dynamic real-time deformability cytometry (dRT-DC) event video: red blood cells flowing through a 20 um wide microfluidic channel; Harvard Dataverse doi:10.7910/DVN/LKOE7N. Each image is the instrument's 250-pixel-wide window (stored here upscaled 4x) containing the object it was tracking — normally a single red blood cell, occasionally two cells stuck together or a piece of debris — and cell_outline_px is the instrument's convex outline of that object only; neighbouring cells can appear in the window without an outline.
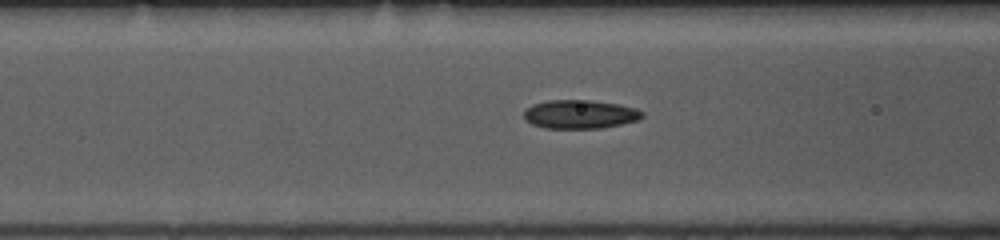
{"species": "common noctule bat (a hibernating species)", "species_latin": "Nyctalus noctula", "temperature_condition": "room temperature", "stored_images_in_passage": 34, "camera_frame_rate_fps": 3000, "um_per_image_px": 0.085, "animal": {"sex": "female", "body_mass_g": 10.0, "forearm_length_mm": 53.1}, "frame": {"image": 1, "passage_image": 13, "time_ms": 4.0, "image_size_px": [1000, 240], "cell_outline_px": [[644, 116], [640, 120], [600, 128], [544, 128], [532, 124], [524, 120], [524, 112], [532, 104], [548, 100], [588, 100], [616, 104], [636, 108], [644, 112]], "centroid_in_image_um": [49.29, 9.71], "position_along_channel_um": 117.3, "area_um2": 19.77}}
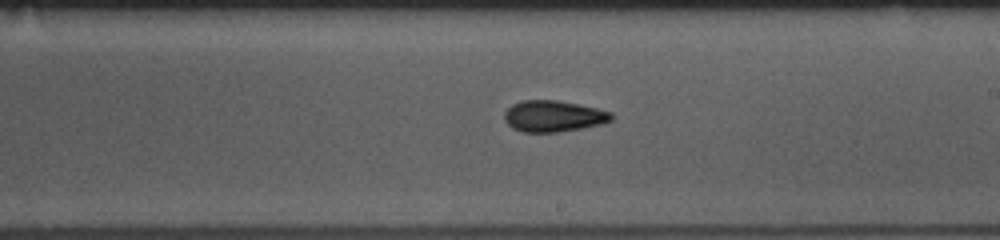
{"frame": {"image": 2, "passage_image": 23, "time_ms": 7.333, "image_size_px": [1000, 240], "cell_outline_px": [[612, 120], [604, 124], [584, 128], [556, 132], [524, 132], [512, 128], [504, 120], [504, 112], [512, 104], [524, 100], [556, 100], [596, 108], [612, 112]], "centroid_in_image_um": [47.04, 9.88], "position_along_channel_um": 242.0, "area_um2": 19.54}}
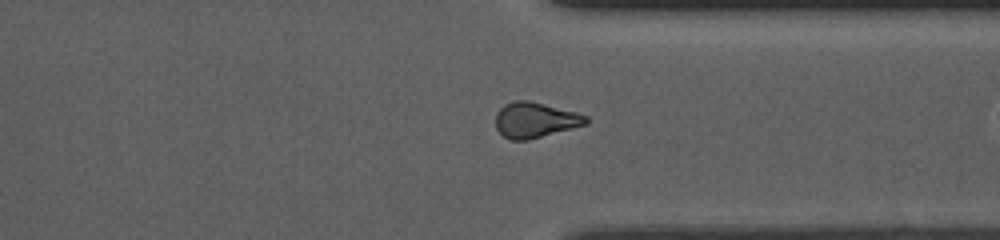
{"frame": {"image": 3, "passage_image": 33, "time_ms": 10.667, "image_size_px": [1000, 240], "cell_outline_px": [[588, 124], [528, 140], [508, 140], [496, 128], [496, 112], [504, 104], [516, 100], [528, 100], [576, 112], [588, 116]], "centroid_in_image_um": [45.48, 10.2], "position_along_channel_um": 365.9, "area_um2": 18.67}}